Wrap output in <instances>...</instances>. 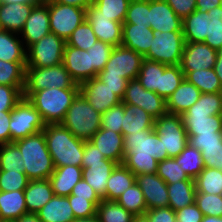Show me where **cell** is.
Returning a JSON list of instances; mask_svg holds the SVG:
<instances>
[{"mask_svg":"<svg viewBox=\"0 0 222 222\" xmlns=\"http://www.w3.org/2000/svg\"><path fill=\"white\" fill-rule=\"evenodd\" d=\"M168 159L162 141L154 129L124 136L123 165L135 176L157 173L158 162Z\"/></svg>","mask_w":222,"mask_h":222,"instance_id":"1","label":"cell"},{"mask_svg":"<svg viewBox=\"0 0 222 222\" xmlns=\"http://www.w3.org/2000/svg\"><path fill=\"white\" fill-rule=\"evenodd\" d=\"M181 117L188 136L222 133V92L202 93Z\"/></svg>","mask_w":222,"mask_h":222,"instance_id":"2","label":"cell"},{"mask_svg":"<svg viewBox=\"0 0 222 222\" xmlns=\"http://www.w3.org/2000/svg\"><path fill=\"white\" fill-rule=\"evenodd\" d=\"M47 149L55 167H82L85 141L75 137L61 123L47 124L43 129Z\"/></svg>","mask_w":222,"mask_h":222,"instance_id":"3","label":"cell"},{"mask_svg":"<svg viewBox=\"0 0 222 222\" xmlns=\"http://www.w3.org/2000/svg\"><path fill=\"white\" fill-rule=\"evenodd\" d=\"M80 88H47L35 92H23V97L40 113L44 123H61Z\"/></svg>","mask_w":222,"mask_h":222,"instance_id":"4","label":"cell"},{"mask_svg":"<svg viewBox=\"0 0 222 222\" xmlns=\"http://www.w3.org/2000/svg\"><path fill=\"white\" fill-rule=\"evenodd\" d=\"M21 151L24 173L29 180L48 179L55 166L47 149L44 132L14 141Z\"/></svg>","mask_w":222,"mask_h":222,"instance_id":"5","label":"cell"},{"mask_svg":"<svg viewBox=\"0 0 222 222\" xmlns=\"http://www.w3.org/2000/svg\"><path fill=\"white\" fill-rule=\"evenodd\" d=\"M101 116L79 93L67 110L61 124L75 137L89 141L101 128Z\"/></svg>","mask_w":222,"mask_h":222,"instance_id":"6","label":"cell"},{"mask_svg":"<svg viewBox=\"0 0 222 222\" xmlns=\"http://www.w3.org/2000/svg\"><path fill=\"white\" fill-rule=\"evenodd\" d=\"M47 88H80L63 64L51 67H26L23 92H35Z\"/></svg>","mask_w":222,"mask_h":222,"instance_id":"7","label":"cell"},{"mask_svg":"<svg viewBox=\"0 0 222 222\" xmlns=\"http://www.w3.org/2000/svg\"><path fill=\"white\" fill-rule=\"evenodd\" d=\"M153 36L151 46L144 58L166 65H180L186 43L183 31L153 30Z\"/></svg>","mask_w":222,"mask_h":222,"instance_id":"8","label":"cell"},{"mask_svg":"<svg viewBox=\"0 0 222 222\" xmlns=\"http://www.w3.org/2000/svg\"><path fill=\"white\" fill-rule=\"evenodd\" d=\"M154 130L162 141L163 153L177 157L188 145V135L181 115L165 114L155 119Z\"/></svg>","mask_w":222,"mask_h":222,"instance_id":"9","label":"cell"},{"mask_svg":"<svg viewBox=\"0 0 222 222\" xmlns=\"http://www.w3.org/2000/svg\"><path fill=\"white\" fill-rule=\"evenodd\" d=\"M45 125L40 113L23 97L11 111L10 143L43 131Z\"/></svg>","mask_w":222,"mask_h":222,"instance_id":"10","label":"cell"},{"mask_svg":"<svg viewBox=\"0 0 222 222\" xmlns=\"http://www.w3.org/2000/svg\"><path fill=\"white\" fill-rule=\"evenodd\" d=\"M66 42L49 33L26 49V67H51L62 64Z\"/></svg>","mask_w":222,"mask_h":222,"instance_id":"11","label":"cell"},{"mask_svg":"<svg viewBox=\"0 0 222 222\" xmlns=\"http://www.w3.org/2000/svg\"><path fill=\"white\" fill-rule=\"evenodd\" d=\"M86 9L64 5L49 0L50 31L65 42L73 31L85 20Z\"/></svg>","mask_w":222,"mask_h":222,"instance_id":"12","label":"cell"},{"mask_svg":"<svg viewBox=\"0 0 222 222\" xmlns=\"http://www.w3.org/2000/svg\"><path fill=\"white\" fill-rule=\"evenodd\" d=\"M144 56L124 46H115L105 68L97 74L121 76L127 81L137 79Z\"/></svg>","mask_w":222,"mask_h":222,"instance_id":"13","label":"cell"},{"mask_svg":"<svg viewBox=\"0 0 222 222\" xmlns=\"http://www.w3.org/2000/svg\"><path fill=\"white\" fill-rule=\"evenodd\" d=\"M122 102L142 108L155 119L168 113L166 100L154 91L146 90L138 79L128 81Z\"/></svg>","mask_w":222,"mask_h":222,"instance_id":"14","label":"cell"},{"mask_svg":"<svg viewBox=\"0 0 222 222\" xmlns=\"http://www.w3.org/2000/svg\"><path fill=\"white\" fill-rule=\"evenodd\" d=\"M49 33H51L49 25V0H45L32 8L24 28L19 35L27 49Z\"/></svg>","mask_w":222,"mask_h":222,"instance_id":"15","label":"cell"},{"mask_svg":"<svg viewBox=\"0 0 222 222\" xmlns=\"http://www.w3.org/2000/svg\"><path fill=\"white\" fill-rule=\"evenodd\" d=\"M218 51L204 42H186L181 57L180 68L182 71H196L214 68Z\"/></svg>","mask_w":222,"mask_h":222,"instance_id":"16","label":"cell"},{"mask_svg":"<svg viewBox=\"0 0 222 222\" xmlns=\"http://www.w3.org/2000/svg\"><path fill=\"white\" fill-rule=\"evenodd\" d=\"M79 86L80 93L100 114L122 102V99L113 90L96 77L81 83Z\"/></svg>","mask_w":222,"mask_h":222,"instance_id":"17","label":"cell"},{"mask_svg":"<svg viewBox=\"0 0 222 222\" xmlns=\"http://www.w3.org/2000/svg\"><path fill=\"white\" fill-rule=\"evenodd\" d=\"M85 17L99 41L114 47L122 45L123 23L111 21L109 17L99 15V10L93 4L86 8Z\"/></svg>","mask_w":222,"mask_h":222,"instance_id":"18","label":"cell"},{"mask_svg":"<svg viewBox=\"0 0 222 222\" xmlns=\"http://www.w3.org/2000/svg\"><path fill=\"white\" fill-rule=\"evenodd\" d=\"M136 183L142 190L147 210L169 205L167 183L157 173L137 175Z\"/></svg>","mask_w":222,"mask_h":222,"instance_id":"19","label":"cell"},{"mask_svg":"<svg viewBox=\"0 0 222 222\" xmlns=\"http://www.w3.org/2000/svg\"><path fill=\"white\" fill-rule=\"evenodd\" d=\"M62 64L76 84L93 78L90 52L65 44Z\"/></svg>","mask_w":222,"mask_h":222,"instance_id":"20","label":"cell"},{"mask_svg":"<svg viewBox=\"0 0 222 222\" xmlns=\"http://www.w3.org/2000/svg\"><path fill=\"white\" fill-rule=\"evenodd\" d=\"M149 25L161 32L182 31V19L165 0H149Z\"/></svg>","mask_w":222,"mask_h":222,"instance_id":"21","label":"cell"},{"mask_svg":"<svg viewBox=\"0 0 222 222\" xmlns=\"http://www.w3.org/2000/svg\"><path fill=\"white\" fill-rule=\"evenodd\" d=\"M103 155L118 164L124 160V136L109 129L100 128L89 140Z\"/></svg>","mask_w":222,"mask_h":222,"instance_id":"22","label":"cell"},{"mask_svg":"<svg viewBox=\"0 0 222 222\" xmlns=\"http://www.w3.org/2000/svg\"><path fill=\"white\" fill-rule=\"evenodd\" d=\"M39 3H1L0 29L20 34L32 8Z\"/></svg>","mask_w":222,"mask_h":222,"instance_id":"23","label":"cell"},{"mask_svg":"<svg viewBox=\"0 0 222 222\" xmlns=\"http://www.w3.org/2000/svg\"><path fill=\"white\" fill-rule=\"evenodd\" d=\"M201 94L194 84L184 78L179 87L166 99L167 112L182 115L197 102Z\"/></svg>","mask_w":222,"mask_h":222,"instance_id":"24","label":"cell"},{"mask_svg":"<svg viewBox=\"0 0 222 222\" xmlns=\"http://www.w3.org/2000/svg\"><path fill=\"white\" fill-rule=\"evenodd\" d=\"M153 30L146 25L123 24L122 46L134 50L136 53L145 55L150 46Z\"/></svg>","mask_w":222,"mask_h":222,"instance_id":"25","label":"cell"},{"mask_svg":"<svg viewBox=\"0 0 222 222\" xmlns=\"http://www.w3.org/2000/svg\"><path fill=\"white\" fill-rule=\"evenodd\" d=\"M82 179V167L67 165L55 167L48 178L54 195L69 196L74 186Z\"/></svg>","mask_w":222,"mask_h":222,"instance_id":"26","label":"cell"},{"mask_svg":"<svg viewBox=\"0 0 222 222\" xmlns=\"http://www.w3.org/2000/svg\"><path fill=\"white\" fill-rule=\"evenodd\" d=\"M117 165L115 161L102 160V163L89 164V167L82 168V178L103 200H106L107 180Z\"/></svg>","mask_w":222,"mask_h":222,"instance_id":"27","label":"cell"},{"mask_svg":"<svg viewBox=\"0 0 222 222\" xmlns=\"http://www.w3.org/2000/svg\"><path fill=\"white\" fill-rule=\"evenodd\" d=\"M54 196L48 179L29 180L24 189L27 213L36 214Z\"/></svg>","mask_w":222,"mask_h":222,"instance_id":"28","label":"cell"},{"mask_svg":"<svg viewBox=\"0 0 222 222\" xmlns=\"http://www.w3.org/2000/svg\"><path fill=\"white\" fill-rule=\"evenodd\" d=\"M42 222H74L75 217L68 197L54 195L37 213Z\"/></svg>","mask_w":222,"mask_h":222,"instance_id":"29","label":"cell"},{"mask_svg":"<svg viewBox=\"0 0 222 222\" xmlns=\"http://www.w3.org/2000/svg\"><path fill=\"white\" fill-rule=\"evenodd\" d=\"M155 118L138 106L124 104L122 134L139 133L140 130L154 129Z\"/></svg>","mask_w":222,"mask_h":222,"instance_id":"30","label":"cell"},{"mask_svg":"<svg viewBox=\"0 0 222 222\" xmlns=\"http://www.w3.org/2000/svg\"><path fill=\"white\" fill-rule=\"evenodd\" d=\"M0 60L26 62V48L18 33L0 29Z\"/></svg>","mask_w":222,"mask_h":222,"instance_id":"31","label":"cell"},{"mask_svg":"<svg viewBox=\"0 0 222 222\" xmlns=\"http://www.w3.org/2000/svg\"><path fill=\"white\" fill-rule=\"evenodd\" d=\"M27 214L24 190L0 191V217L3 221H14Z\"/></svg>","mask_w":222,"mask_h":222,"instance_id":"32","label":"cell"},{"mask_svg":"<svg viewBox=\"0 0 222 222\" xmlns=\"http://www.w3.org/2000/svg\"><path fill=\"white\" fill-rule=\"evenodd\" d=\"M136 182V176L123 164H118L107 180L106 201H116Z\"/></svg>","mask_w":222,"mask_h":222,"instance_id":"33","label":"cell"},{"mask_svg":"<svg viewBox=\"0 0 222 222\" xmlns=\"http://www.w3.org/2000/svg\"><path fill=\"white\" fill-rule=\"evenodd\" d=\"M169 207L174 211L195 203V181L182 180L173 184H167Z\"/></svg>","mask_w":222,"mask_h":222,"instance_id":"34","label":"cell"},{"mask_svg":"<svg viewBox=\"0 0 222 222\" xmlns=\"http://www.w3.org/2000/svg\"><path fill=\"white\" fill-rule=\"evenodd\" d=\"M185 42H204L207 37V12L197 10L182 20Z\"/></svg>","mask_w":222,"mask_h":222,"instance_id":"35","label":"cell"},{"mask_svg":"<svg viewBox=\"0 0 222 222\" xmlns=\"http://www.w3.org/2000/svg\"><path fill=\"white\" fill-rule=\"evenodd\" d=\"M185 79L194 84L201 93H219L222 92V84L214 70L201 69L196 71H183Z\"/></svg>","mask_w":222,"mask_h":222,"instance_id":"36","label":"cell"},{"mask_svg":"<svg viewBox=\"0 0 222 222\" xmlns=\"http://www.w3.org/2000/svg\"><path fill=\"white\" fill-rule=\"evenodd\" d=\"M194 181L196 193L222 195V170L205 167Z\"/></svg>","mask_w":222,"mask_h":222,"instance_id":"37","label":"cell"},{"mask_svg":"<svg viewBox=\"0 0 222 222\" xmlns=\"http://www.w3.org/2000/svg\"><path fill=\"white\" fill-rule=\"evenodd\" d=\"M166 66V64L144 58L137 79L146 90L157 94V89H160L161 75Z\"/></svg>","mask_w":222,"mask_h":222,"instance_id":"38","label":"cell"},{"mask_svg":"<svg viewBox=\"0 0 222 222\" xmlns=\"http://www.w3.org/2000/svg\"><path fill=\"white\" fill-rule=\"evenodd\" d=\"M174 159L191 179H195L205 168L201 151L189 143Z\"/></svg>","mask_w":222,"mask_h":222,"instance_id":"39","label":"cell"},{"mask_svg":"<svg viewBox=\"0 0 222 222\" xmlns=\"http://www.w3.org/2000/svg\"><path fill=\"white\" fill-rule=\"evenodd\" d=\"M204 43L217 51L222 50V6L207 12V37Z\"/></svg>","mask_w":222,"mask_h":222,"instance_id":"40","label":"cell"},{"mask_svg":"<svg viewBox=\"0 0 222 222\" xmlns=\"http://www.w3.org/2000/svg\"><path fill=\"white\" fill-rule=\"evenodd\" d=\"M96 215L100 222H132L135 216L116 201L106 200L97 205Z\"/></svg>","mask_w":222,"mask_h":222,"instance_id":"41","label":"cell"},{"mask_svg":"<svg viewBox=\"0 0 222 222\" xmlns=\"http://www.w3.org/2000/svg\"><path fill=\"white\" fill-rule=\"evenodd\" d=\"M116 202L133 215L145 214L147 211L144 195L136 182Z\"/></svg>","mask_w":222,"mask_h":222,"instance_id":"42","label":"cell"},{"mask_svg":"<svg viewBox=\"0 0 222 222\" xmlns=\"http://www.w3.org/2000/svg\"><path fill=\"white\" fill-rule=\"evenodd\" d=\"M26 62H8L0 60V84L25 86Z\"/></svg>","mask_w":222,"mask_h":222,"instance_id":"43","label":"cell"},{"mask_svg":"<svg viewBox=\"0 0 222 222\" xmlns=\"http://www.w3.org/2000/svg\"><path fill=\"white\" fill-rule=\"evenodd\" d=\"M185 78L180 65H167L161 75L160 89L157 94L165 100L179 87Z\"/></svg>","mask_w":222,"mask_h":222,"instance_id":"44","label":"cell"},{"mask_svg":"<svg viewBox=\"0 0 222 222\" xmlns=\"http://www.w3.org/2000/svg\"><path fill=\"white\" fill-rule=\"evenodd\" d=\"M23 164L21 151L14 142L0 145V171L24 172Z\"/></svg>","mask_w":222,"mask_h":222,"instance_id":"45","label":"cell"},{"mask_svg":"<svg viewBox=\"0 0 222 222\" xmlns=\"http://www.w3.org/2000/svg\"><path fill=\"white\" fill-rule=\"evenodd\" d=\"M131 0H95L94 6L99 15L109 17L111 21L124 23L126 12Z\"/></svg>","mask_w":222,"mask_h":222,"instance_id":"46","label":"cell"},{"mask_svg":"<svg viewBox=\"0 0 222 222\" xmlns=\"http://www.w3.org/2000/svg\"><path fill=\"white\" fill-rule=\"evenodd\" d=\"M98 41L91 25L85 19L70 35L66 45L87 51Z\"/></svg>","mask_w":222,"mask_h":222,"instance_id":"47","label":"cell"},{"mask_svg":"<svg viewBox=\"0 0 222 222\" xmlns=\"http://www.w3.org/2000/svg\"><path fill=\"white\" fill-rule=\"evenodd\" d=\"M157 175L167 184H173L182 180H194L189 178L174 158L158 162Z\"/></svg>","mask_w":222,"mask_h":222,"instance_id":"48","label":"cell"},{"mask_svg":"<svg viewBox=\"0 0 222 222\" xmlns=\"http://www.w3.org/2000/svg\"><path fill=\"white\" fill-rule=\"evenodd\" d=\"M123 24L149 25V0H131Z\"/></svg>","mask_w":222,"mask_h":222,"instance_id":"49","label":"cell"},{"mask_svg":"<svg viewBox=\"0 0 222 222\" xmlns=\"http://www.w3.org/2000/svg\"><path fill=\"white\" fill-rule=\"evenodd\" d=\"M195 203L203 216L222 217V195L196 193Z\"/></svg>","mask_w":222,"mask_h":222,"instance_id":"50","label":"cell"},{"mask_svg":"<svg viewBox=\"0 0 222 222\" xmlns=\"http://www.w3.org/2000/svg\"><path fill=\"white\" fill-rule=\"evenodd\" d=\"M113 48L114 46L98 40L87 50L90 52L91 66H93V78L105 68Z\"/></svg>","mask_w":222,"mask_h":222,"instance_id":"51","label":"cell"},{"mask_svg":"<svg viewBox=\"0 0 222 222\" xmlns=\"http://www.w3.org/2000/svg\"><path fill=\"white\" fill-rule=\"evenodd\" d=\"M29 179L24 172L0 171V191L11 192L24 190Z\"/></svg>","mask_w":222,"mask_h":222,"instance_id":"52","label":"cell"},{"mask_svg":"<svg viewBox=\"0 0 222 222\" xmlns=\"http://www.w3.org/2000/svg\"><path fill=\"white\" fill-rule=\"evenodd\" d=\"M124 103L121 102L104 112L101 116V128L122 133Z\"/></svg>","mask_w":222,"mask_h":222,"instance_id":"53","label":"cell"},{"mask_svg":"<svg viewBox=\"0 0 222 222\" xmlns=\"http://www.w3.org/2000/svg\"><path fill=\"white\" fill-rule=\"evenodd\" d=\"M24 86H8L0 84V112L12 111L23 98Z\"/></svg>","mask_w":222,"mask_h":222,"instance_id":"54","label":"cell"},{"mask_svg":"<svg viewBox=\"0 0 222 222\" xmlns=\"http://www.w3.org/2000/svg\"><path fill=\"white\" fill-rule=\"evenodd\" d=\"M73 214L76 219L90 218L96 215L97 207L87 198H77V196H67Z\"/></svg>","mask_w":222,"mask_h":222,"instance_id":"55","label":"cell"},{"mask_svg":"<svg viewBox=\"0 0 222 222\" xmlns=\"http://www.w3.org/2000/svg\"><path fill=\"white\" fill-rule=\"evenodd\" d=\"M205 167L222 170V142L220 145L202 146Z\"/></svg>","mask_w":222,"mask_h":222,"instance_id":"56","label":"cell"},{"mask_svg":"<svg viewBox=\"0 0 222 222\" xmlns=\"http://www.w3.org/2000/svg\"><path fill=\"white\" fill-rule=\"evenodd\" d=\"M70 195L87 198L96 207L103 200L83 178L74 186Z\"/></svg>","mask_w":222,"mask_h":222,"instance_id":"57","label":"cell"},{"mask_svg":"<svg viewBox=\"0 0 222 222\" xmlns=\"http://www.w3.org/2000/svg\"><path fill=\"white\" fill-rule=\"evenodd\" d=\"M220 142H222V133L188 136V143L200 151L202 146L220 145Z\"/></svg>","mask_w":222,"mask_h":222,"instance_id":"58","label":"cell"},{"mask_svg":"<svg viewBox=\"0 0 222 222\" xmlns=\"http://www.w3.org/2000/svg\"><path fill=\"white\" fill-rule=\"evenodd\" d=\"M97 79L106 84L121 99L124 96L128 81L121 76H107V74H97Z\"/></svg>","mask_w":222,"mask_h":222,"instance_id":"59","label":"cell"},{"mask_svg":"<svg viewBox=\"0 0 222 222\" xmlns=\"http://www.w3.org/2000/svg\"><path fill=\"white\" fill-rule=\"evenodd\" d=\"M102 160L110 159H107L92 142L85 141L82 168L89 167V164L102 163Z\"/></svg>","mask_w":222,"mask_h":222,"instance_id":"60","label":"cell"},{"mask_svg":"<svg viewBox=\"0 0 222 222\" xmlns=\"http://www.w3.org/2000/svg\"><path fill=\"white\" fill-rule=\"evenodd\" d=\"M175 214L177 222H201L203 218V214L196 203L175 211Z\"/></svg>","mask_w":222,"mask_h":222,"instance_id":"61","label":"cell"},{"mask_svg":"<svg viewBox=\"0 0 222 222\" xmlns=\"http://www.w3.org/2000/svg\"><path fill=\"white\" fill-rule=\"evenodd\" d=\"M182 20L196 10V0H165Z\"/></svg>","mask_w":222,"mask_h":222,"instance_id":"62","label":"cell"},{"mask_svg":"<svg viewBox=\"0 0 222 222\" xmlns=\"http://www.w3.org/2000/svg\"><path fill=\"white\" fill-rule=\"evenodd\" d=\"M146 214L151 222H177L175 211L169 206L147 210Z\"/></svg>","mask_w":222,"mask_h":222,"instance_id":"63","label":"cell"},{"mask_svg":"<svg viewBox=\"0 0 222 222\" xmlns=\"http://www.w3.org/2000/svg\"><path fill=\"white\" fill-rule=\"evenodd\" d=\"M11 119V111L0 112V145L10 143L9 123Z\"/></svg>","mask_w":222,"mask_h":222,"instance_id":"64","label":"cell"},{"mask_svg":"<svg viewBox=\"0 0 222 222\" xmlns=\"http://www.w3.org/2000/svg\"><path fill=\"white\" fill-rule=\"evenodd\" d=\"M222 0H196V10L202 13L221 6Z\"/></svg>","mask_w":222,"mask_h":222,"instance_id":"65","label":"cell"},{"mask_svg":"<svg viewBox=\"0 0 222 222\" xmlns=\"http://www.w3.org/2000/svg\"><path fill=\"white\" fill-rule=\"evenodd\" d=\"M56 3H61L64 5L77 6L79 8H88L94 4L95 0H53Z\"/></svg>","mask_w":222,"mask_h":222,"instance_id":"66","label":"cell"},{"mask_svg":"<svg viewBox=\"0 0 222 222\" xmlns=\"http://www.w3.org/2000/svg\"><path fill=\"white\" fill-rule=\"evenodd\" d=\"M14 222H42L37 214L27 213L20 216L18 219L14 220Z\"/></svg>","mask_w":222,"mask_h":222,"instance_id":"67","label":"cell"},{"mask_svg":"<svg viewBox=\"0 0 222 222\" xmlns=\"http://www.w3.org/2000/svg\"><path fill=\"white\" fill-rule=\"evenodd\" d=\"M214 70L222 84V50L218 51L217 61L214 66Z\"/></svg>","mask_w":222,"mask_h":222,"instance_id":"68","label":"cell"},{"mask_svg":"<svg viewBox=\"0 0 222 222\" xmlns=\"http://www.w3.org/2000/svg\"><path fill=\"white\" fill-rule=\"evenodd\" d=\"M1 3H40L42 0H0Z\"/></svg>","mask_w":222,"mask_h":222,"instance_id":"69","label":"cell"},{"mask_svg":"<svg viewBox=\"0 0 222 222\" xmlns=\"http://www.w3.org/2000/svg\"><path fill=\"white\" fill-rule=\"evenodd\" d=\"M132 222H151L149 216L145 214L135 215Z\"/></svg>","mask_w":222,"mask_h":222,"instance_id":"70","label":"cell"},{"mask_svg":"<svg viewBox=\"0 0 222 222\" xmlns=\"http://www.w3.org/2000/svg\"><path fill=\"white\" fill-rule=\"evenodd\" d=\"M201 222H222V217L217 216H203Z\"/></svg>","mask_w":222,"mask_h":222,"instance_id":"71","label":"cell"},{"mask_svg":"<svg viewBox=\"0 0 222 222\" xmlns=\"http://www.w3.org/2000/svg\"><path fill=\"white\" fill-rule=\"evenodd\" d=\"M74 222H100L97 215L90 218L76 219Z\"/></svg>","mask_w":222,"mask_h":222,"instance_id":"72","label":"cell"}]
</instances>
